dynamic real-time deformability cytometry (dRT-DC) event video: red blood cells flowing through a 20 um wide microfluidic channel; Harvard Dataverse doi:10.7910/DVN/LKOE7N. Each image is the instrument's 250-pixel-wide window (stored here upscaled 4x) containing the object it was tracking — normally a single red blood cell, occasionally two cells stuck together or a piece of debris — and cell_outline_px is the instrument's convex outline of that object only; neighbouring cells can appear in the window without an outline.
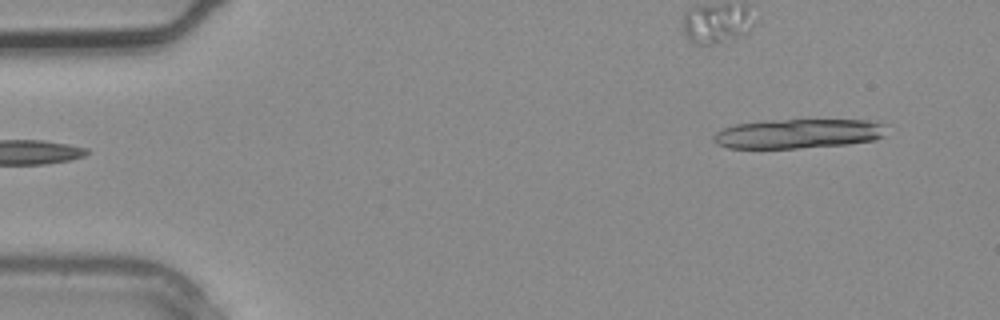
{"species": "common noctule bat (a hibernating species)", "species_latin": "Nyctalus noctula", "temperature_condition": "warm", "stored_images_in_passage": 3, "camera_frame_rate_fps": 3000, "um_per_image_px": 0.085, "animal": {"sex": "male", "body_mass_g": 20.4}, "frame": {"image": 1, "passage_image": 3, "time_ms": 0.667, "image_size_px": [1000, 320], "cell_outline_px": [[888, 124], [884, 136], [876, 140], [848, 144], [796, 148], [728, 148], [716, 144], [712, 140], [712, 136], [720, 128], [736, 124], [764, 120], [880, 120]], "centroid_in_image_um": [67.88, 11.35], "position_along_channel_um": 17.1, "area_um2": 30.29}}